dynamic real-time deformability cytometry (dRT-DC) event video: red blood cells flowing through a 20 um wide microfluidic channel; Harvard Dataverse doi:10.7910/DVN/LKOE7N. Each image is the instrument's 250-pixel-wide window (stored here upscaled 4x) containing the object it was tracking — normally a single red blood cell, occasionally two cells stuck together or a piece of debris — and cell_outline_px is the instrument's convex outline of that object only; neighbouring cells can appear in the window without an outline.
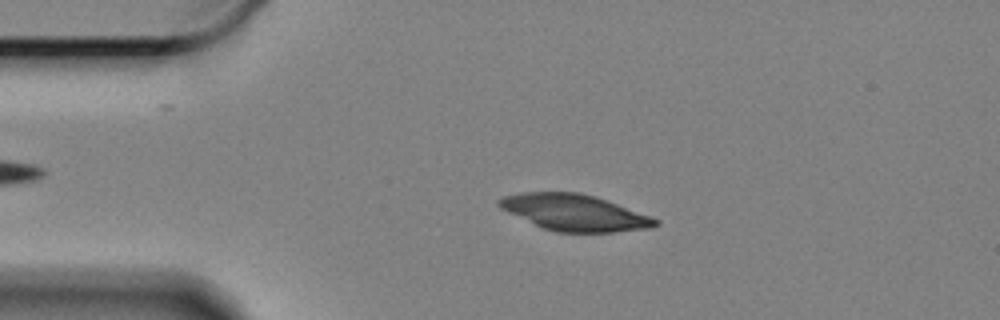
{"species": "Egyptian fruit bat (a non-hibernating species)", "species_latin": "Rousettus aegyptiacus", "temperature_condition": "cold", "stored_images_in_passage": 58, "camera_frame_rate_fps": 3000, "um_per_image_px": 0.085, "animal": {"sex": "female"}, "frame": {"image": 1, "passage_image": 11, "time_ms": 3.333, "image_size_px": [1000, 320], "cell_outline_px": [[660, 224], [652, 228], [612, 232], [556, 232], [544, 228], [508, 212], [500, 208], [496, 204], [496, 200], [504, 196], [524, 192], [576, 192], [592, 196], [616, 204], [660, 220]], "centroid_in_image_um": [48.81, 18.07], "position_along_channel_um": 36.2, "area_um2": 32.54}}
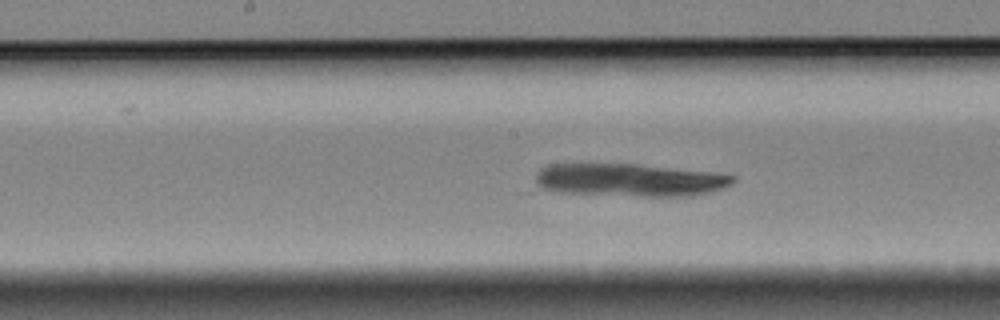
{"frame": {"image": 2, "passage_image": 28, "time_ms": 9.0, "image_size_px": [1000, 320], "cell_outline_px": [[736, 180], [732, 184], [724, 188], [692, 196], [640, 196], [552, 192], [536, 184], [536, 176], [540, 168], [548, 164], [636, 164], [708, 172], [736, 176]], "centroid_in_image_um": [53.49, 15.31], "position_along_channel_um": 194.7, "area_um2": 37.69}}
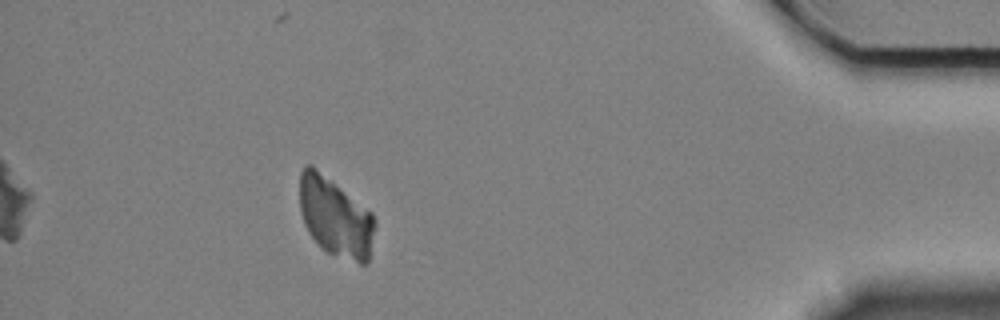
{"frame": {"image": 3, "passage_image": 52, "time_ms": 17.0, "image_size_px": [1000, 320], "cell_outline_px": [[376, 224], [368, 264], [360, 264], [328, 252], [308, 232], [304, 224], [300, 212], [300, 172], [304, 164], [312, 164], [372, 212], [376, 220]], "centroid_in_image_um": [28.52, 18.43], "position_along_channel_um": 406.7, "area_um2": 34.8}}